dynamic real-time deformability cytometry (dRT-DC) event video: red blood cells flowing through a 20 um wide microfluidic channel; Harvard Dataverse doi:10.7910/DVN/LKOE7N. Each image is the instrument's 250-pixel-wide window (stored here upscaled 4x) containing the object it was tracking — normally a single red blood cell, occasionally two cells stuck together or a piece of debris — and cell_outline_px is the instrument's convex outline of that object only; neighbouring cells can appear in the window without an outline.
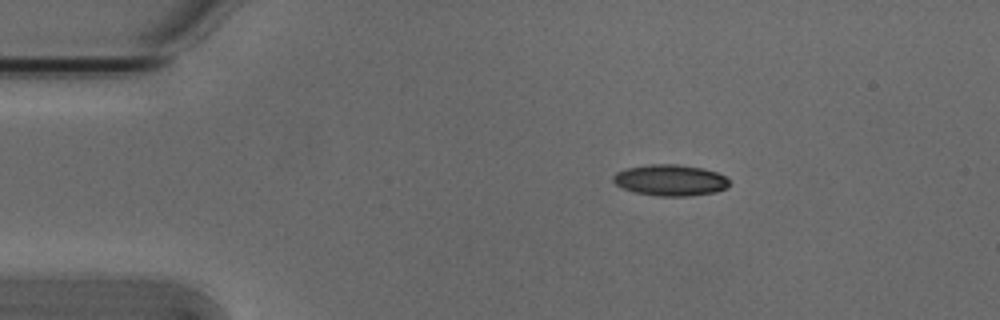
{"species": "Egyptian fruit bat (a non-hibernating species)", "species_latin": "Rousettus aegyptiacus", "temperature_condition": "cold", "stored_images_in_passage": 4, "camera_frame_rate_fps": 3000, "um_per_image_px": 0.085, "animal": {"sex": "male"}, "frame": {"image": 1, "passage_image": 1, "time_ms": 0.0, "image_size_px": [1000, 320], "cell_outline_px": [[728, 184], [724, 188], [716, 192], [688, 196], [660, 196], [636, 192], [624, 188], [616, 184], [612, 180], [612, 176], [616, 172], [628, 168], [652, 164], [680, 164], [704, 168], [716, 172], [724, 176], [728, 180]], "centroid_in_image_um": [56.97, 15.31], "position_along_channel_um": 28.0, "area_um2": 20.92}}
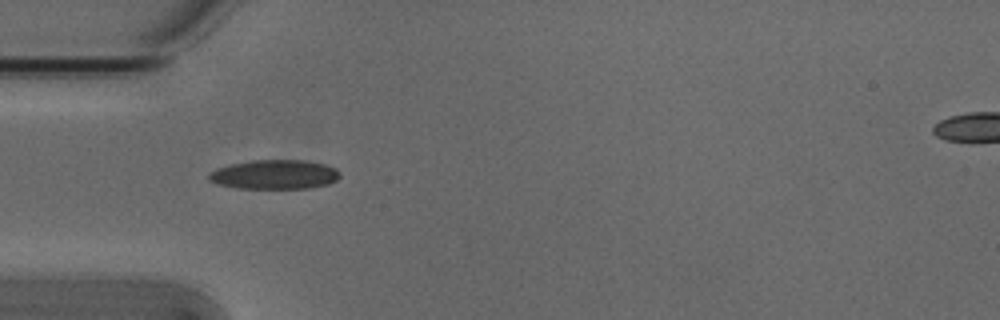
{"frame": {"image": 2, "passage_image": 3, "time_ms": 0.667, "image_size_px": [1000, 320], "cell_outline_px": [[340, 176], [336, 180], [328, 184], [308, 188], [236, 188], [216, 184], [208, 180], [208, 176], [216, 168], [232, 164], [252, 160], [304, 160], [324, 164], [336, 168], [340, 172]], "centroid_in_image_um": [23.34, 14.83], "position_along_channel_um": 61.7, "area_um2": 22.37}}
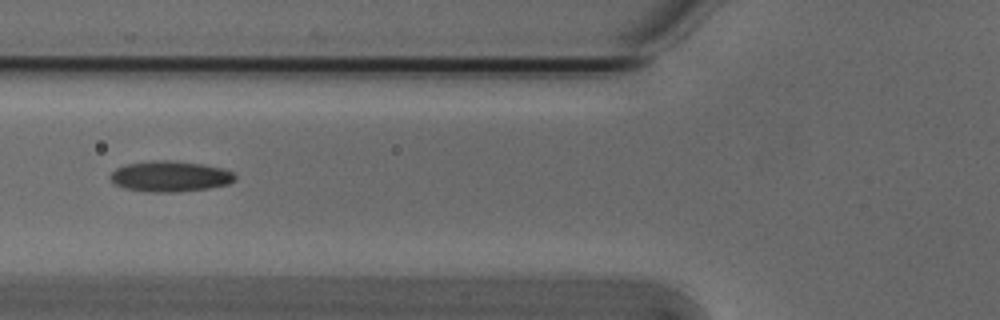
{"frame": {"image": 3, "passage_image": 4, "time_ms": 1.0, "image_size_px": [1000, 320], "cell_outline_px": [[236, 180], [228, 184], [208, 188], [180, 192], [148, 192], [124, 188], [116, 184], [112, 180], [112, 172], [116, 168], [128, 164], [156, 160], [172, 160], [200, 164], [220, 168], [232, 172], [236, 176]], "centroid_in_image_um": [14.48, 15.0], "position_along_channel_um": 111.3, "area_um2": 22.08}}